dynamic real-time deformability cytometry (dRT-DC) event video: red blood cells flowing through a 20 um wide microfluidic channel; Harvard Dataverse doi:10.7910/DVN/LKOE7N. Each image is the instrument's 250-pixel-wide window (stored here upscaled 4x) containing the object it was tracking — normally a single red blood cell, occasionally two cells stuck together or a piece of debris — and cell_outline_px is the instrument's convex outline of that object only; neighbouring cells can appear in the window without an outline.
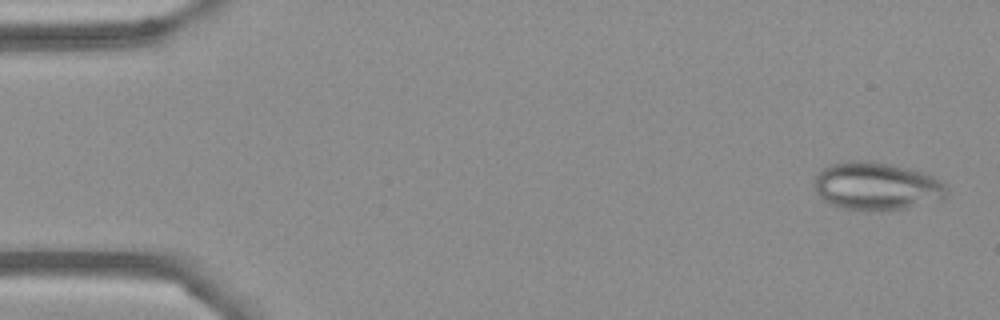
{"species": "Egyptian fruit bat (a non-hibernating species)", "species_latin": "Rousettus aegyptiacus", "temperature_condition": "cold", "stored_images_in_passage": 54, "camera_frame_rate_fps": 3000, "um_per_image_px": 0.085, "frame": {"image": 1, "passage_image": 2, "time_ms": 0.333, "image_size_px": [1000, 320], "cell_outline_px": [[948, 192], [944, 200], [904, 208], [880, 212], [864, 212], [840, 208], [824, 200], [816, 192], [812, 184], [816, 172], [820, 168], [828, 164], [844, 160], [872, 160], [892, 164], [924, 172], [940, 180], [948, 188]], "centroid_in_image_um": [74.47, 15.82], "position_along_channel_um": 10.5, "area_um2": 38.32}}
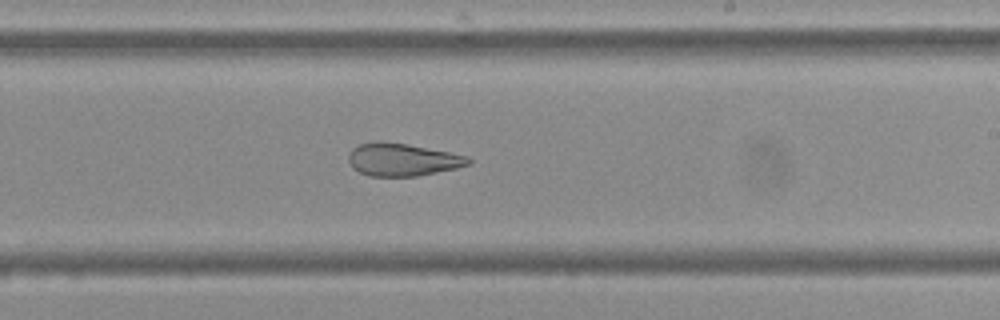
{"frame": {"image": 2, "passage_image": 32, "time_ms": 10.333, "image_size_px": [1000, 320], "cell_outline_px": [[472, 164], [456, 168], [416, 176], [368, 176], [352, 168], [348, 160], [348, 156], [352, 148], [360, 144], [376, 140], [408, 144], [468, 156], [472, 160]], "centroid_in_image_um": [34.19, 13.56], "position_along_channel_um": 254.8, "area_um2": 22.89}}
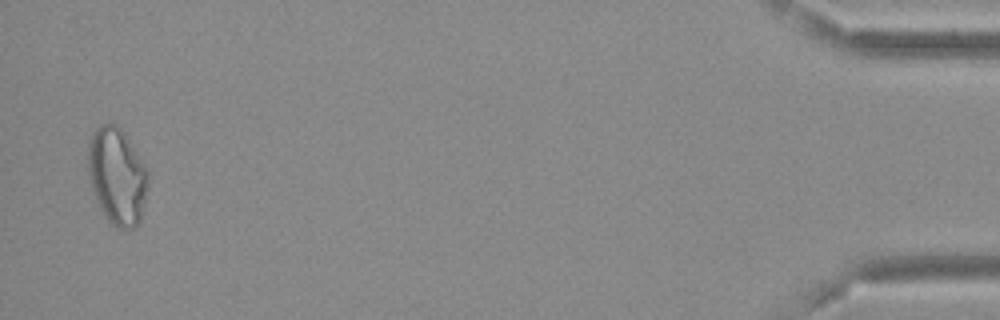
{"frame": {"image": 3, "passage_image": 53, "time_ms": 17.333, "image_size_px": [1000, 320], "cell_outline_px": [[148, 180], [140, 220], [136, 228], [120, 228], [112, 224], [104, 216], [96, 200], [88, 176], [88, 140], [92, 132], [100, 124], [108, 120], [116, 124], [124, 132], [148, 168]], "centroid_in_image_um": [9.93, 14.91], "position_along_channel_um": 425.3, "area_um2": 34.22}, "authors_computed_cell_mechanics": {"area_um2": 28.8422, "velocity_mm_per_s": 3.6886, "shape_relaxation_time_tau1_ms": null, "shape_relaxation_time_tau2_ms": 1.8172, "deformation_change_tau1": null, "deformation_change_tau2": 0.0909}}